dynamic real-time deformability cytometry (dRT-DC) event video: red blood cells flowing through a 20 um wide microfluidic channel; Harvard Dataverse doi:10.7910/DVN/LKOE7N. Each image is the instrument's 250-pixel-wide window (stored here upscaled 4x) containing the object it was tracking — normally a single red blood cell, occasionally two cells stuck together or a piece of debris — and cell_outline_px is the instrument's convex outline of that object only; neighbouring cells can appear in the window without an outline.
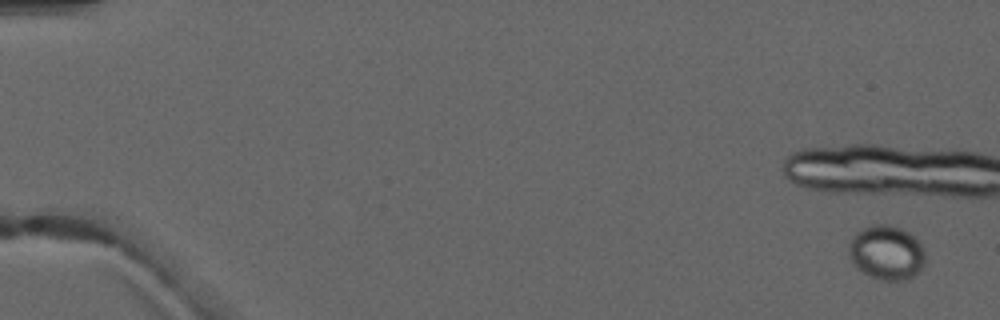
{"species": "common noctule bat (a hibernating species)", "species_latin": "Nyctalus noctula", "temperature_condition": "warm", "stored_images_in_passage": 7, "camera_frame_rate_fps": 3000, "um_per_image_px": 0.085, "animal": {"sex": "male", "forearm_length_mm": 52.5}, "frame": {"image": 1, "passage_image": 1, "time_ms": 0.0, "image_size_px": [1000, 320], "cell_outline_px": [[924, 264], [920, 272], [908, 280], [884, 280], [868, 276], [856, 268], [848, 252], [848, 244], [852, 236], [856, 232], [872, 224], [884, 224], [900, 228], [908, 232], [924, 248]], "centroid_in_image_um": [75.34, 21.49], "position_along_channel_um": 9.7, "area_um2": 24.33}}